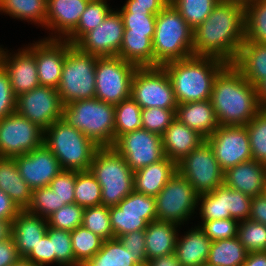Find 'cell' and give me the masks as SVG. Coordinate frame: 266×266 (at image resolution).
Masks as SVG:
<instances>
[{
	"mask_svg": "<svg viewBox=\"0 0 266 266\" xmlns=\"http://www.w3.org/2000/svg\"><path fill=\"white\" fill-rule=\"evenodd\" d=\"M233 65L254 86L266 78V44L244 40Z\"/></svg>",
	"mask_w": 266,
	"mask_h": 266,
	"instance_id": "obj_31",
	"label": "cell"
},
{
	"mask_svg": "<svg viewBox=\"0 0 266 266\" xmlns=\"http://www.w3.org/2000/svg\"><path fill=\"white\" fill-rule=\"evenodd\" d=\"M62 120L80 130L98 147L115 142V105L97 98L82 99L63 105Z\"/></svg>",
	"mask_w": 266,
	"mask_h": 266,
	"instance_id": "obj_5",
	"label": "cell"
},
{
	"mask_svg": "<svg viewBox=\"0 0 266 266\" xmlns=\"http://www.w3.org/2000/svg\"><path fill=\"white\" fill-rule=\"evenodd\" d=\"M63 103L56 88L39 86L20 94L16 99V112L45 131L62 119Z\"/></svg>",
	"mask_w": 266,
	"mask_h": 266,
	"instance_id": "obj_15",
	"label": "cell"
},
{
	"mask_svg": "<svg viewBox=\"0 0 266 266\" xmlns=\"http://www.w3.org/2000/svg\"><path fill=\"white\" fill-rule=\"evenodd\" d=\"M11 266H39V265L33 262H30L26 258H20L18 261L13 263Z\"/></svg>",
	"mask_w": 266,
	"mask_h": 266,
	"instance_id": "obj_65",
	"label": "cell"
},
{
	"mask_svg": "<svg viewBox=\"0 0 266 266\" xmlns=\"http://www.w3.org/2000/svg\"><path fill=\"white\" fill-rule=\"evenodd\" d=\"M44 131L17 112L0 120V157L14 158L43 144Z\"/></svg>",
	"mask_w": 266,
	"mask_h": 266,
	"instance_id": "obj_14",
	"label": "cell"
},
{
	"mask_svg": "<svg viewBox=\"0 0 266 266\" xmlns=\"http://www.w3.org/2000/svg\"><path fill=\"white\" fill-rule=\"evenodd\" d=\"M122 17L124 33L146 35L152 41L155 34L156 15L151 12L118 11Z\"/></svg>",
	"mask_w": 266,
	"mask_h": 266,
	"instance_id": "obj_46",
	"label": "cell"
},
{
	"mask_svg": "<svg viewBox=\"0 0 266 266\" xmlns=\"http://www.w3.org/2000/svg\"><path fill=\"white\" fill-rule=\"evenodd\" d=\"M82 226L104 241L114 238L109 216V207L104 205L86 207L83 213Z\"/></svg>",
	"mask_w": 266,
	"mask_h": 266,
	"instance_id": "obj_43",
	"label": "cell"
},
{
	"mask_svg": "<svg viewBox=\"0 0 266 266\" xmlns=\"http://www.w3.org/2000/svg\"><path fill=\"white\" fill-rule=\"evenodd\" d=\"M6 50V51H5ZM0 46V65L8 73L11 87L16 97L39 87L34 43L28 44L18 52H9Z\"/></svg>",
	"mask_w": 266,
	"mask_h": 266,
	"instance_id": "obj_19",
	"label": "cell"
},
{
	"mask_svg": "<svg viewBox=\"0 0 266 266\" xmlns=\"http://www.w3.org/2000/svg\"><path fill=\"white\" fill-rule=\"evenodd\" d=\"M237 237L248 253L266 251V225L246 219L237 227Z\"/></svg>",
	"mask_w": 266,
	"mask_h": 266,
	"instance_id": "obj_42",
	"label": "cell"
},
{
	"mask_svg": "<svg viewBox=\"0 0 266 266\" xmlns=\"http://www.w3.org/2000/svg\"><path fill=\"white\" fill-rule=\"evenodd\" d=\"M43 144L58 159L62 170H89L95 151L99 148L80 130L62 119L44 131Z\"/></svg>",
	"mask_w": 266,
	"mask_h": 266,
	"instance_id": "obj_6",
	"label": "cell"
},
{
	"mask_svg": "<svg viewBox=\"0 0 266 266\" xmlns=\"http://www.w3.org/2000/svg\"><path fill=\"white\" fill-rule=\"evenodd\" d=\"M204 141L205 138L197 131L190 129L176 118L162 135L165 157L176 163L190 154Z\"/></svg>",
	"mask_w": 266,
	"mask_h": 266,
	"instance_id": "obj_25",
	"label": "cell"
},
{
	"mask_svg": "<svg viewBox=\"0 0 266 266\" xmlns=\"http://www.w3.org/2000/svg\"><path fill=\"white\" fill-rule=\"evenodd\" d=\"M177 171V163L167 157L134 172V190L156 197Z\"/></svg>",
	"mask_w": 266,
	"mask_h": 266,
	"instance_id": "obj_28",
	"label": "cell"
},
{
	"mask_svg": "<svg viewBox=\"0 0 266 266\" xmlns=\"http://www.w3.org/2000/svg\"><path fill=\"white\" fill-rule=\"evenodd\" d=\"M74 203L83 208L101 205V185L90 170L76 171Z\"/></svg>",
	"mask_w": 266,
	"mask_h": 266,
	"instance_id": "obj_39",
	"label": "cell"
},
{
	"mask_svg": "<svg viewBox=\"0 0 266 266\" xmlns=\"http://www.w3.org/2000/svg\"><path fill=\"white\" fill-rule=\"evenodd\" d=\"M21 210L13 200L2 190H0V219L14 220Z\"/></svg>",
	"mask_w": 266,
	"mask_h": 266,
	"instance_id": "obj_60",
	"label": "cell"
},
{
	"mask_svg": "<svg viewBox=\"0 0 266 266\" xmlns=\"http://www.w3.org/2000/svg\"><path fill=\"white\" fill-rule=\"evenodd\" d=\"M118 239L133 256H144L147 259L145 230L130 232L119 236Z\"/></svg>",
	"mask_w": 266,
	"mask_h": 266,
	"instance_id": "obj_56",
	"label": "cell"
},
{
	"mask_svg": "<svg viewBox=\"0 0 266 266\" xmlns=\"http://www.w3.org/2000/svg\"><path fill=\"white\" fill-rule=\"evenodd\" d=\"M0 12L45 29L47 0H0Z\"/></svg>",
	"mask_w": 266,
	"mask_h": 266,
	"instance_id": "obj_35",
	"label": "cell"
},
{
	"mask_svg": "<svg viewBox=\"0 0 266 266\" xmlns=\"http://www.w3.org/2000/svg\"><path fill=\"white\" fill-rule=\"evenodd\" d=\"M112 10L107 0H90L77 27L64 40L75 45L86 33L101 24Z\"/></svg>",
	"mask_w": 266,
	"mask_h": 266,
	"instance_id": "obj_36",
	"label": "cell"
},
{
	"mask_svg": "<svg viewBox=\"0 0 266 266\" xmlns=\"http://www.w3.org/2000/svg\"><path fill=\"white\" fill-rule=\"evenodd\" d=\"M224 184L251 197L263 194L266 189V165L254 159L228 168Z\"/></svg>",
	"mask_w": 266,
	"mask_h": 266,
	"instance_id": "obj_23",
	"label": "cell"
},
{
	"mask_svg": "<svg viewBox=\"0 0 266 266\" xmlns=\"http://www.w3.org/2000/svg\"><path fill=\"white\" fill-rule=\"evenodd\" d=\"M27 260L38 264L39 266H46L55 263V253L53 252L52 241L46 233L31 253L26 257Z\"/></svg>",
	"mask_w": 266,
	"mask_h": 266,
	"instance_id": "obj_55",
	"label": "cell"
},
{
	"mask_svg": "<svg viewBox=\"0 0 266 266\" xmlns=\"http://www.w3.org/2000/svg\"><path fill=\"white\" fill-rule=\"evenodd\" d=\"M252 159L266 165V108H262L246 125Z\"/></svg>",
	"mask_w": 266,
	"mask_h": 266,
	"instance_id": "obj_44",
	"label": "cell"
},
{
	"mask_svg": "<svg viewBox=\"0 0 266 266\" xmlns=\"http://www.w3.org/2000/svg\"><path fill=\"white\" fill-rule=\"evenodd\" d=\"M155 197L135 190L117 206L109 207L114 238L134 231H144L148 224L157 220Z\"/></svg>",
	"mask_w": 266,
	"mask_h": 266,
	"instance_id": "obj_13",
	"label": "cell"
},
{
	"mask_svg": "<svg viewBox=\"0 0 266 266\" xmlns=\"http://www.w3.org/2000/svg\"><path fill=\"white\" fill-rule=\"evenodd\" d=\"M154 67L193 56V29L169 2L157 15Z\"/></svg>",
	"mask_w": 266,
	"mask_h": 266,
	"instance_id": "obj_4",
	"label": "cell"
},
{
	"mask_svg": "<svg viewBox=\"0 0 266 266\" xmlns=\"http://www.w3.org/2000/svg\"><path fill=\"white\" fill-rule=\"evenodd\" d=\"M177 237L175 254L182 266H202L208 259L212 241L198 225L190 228L186 234Z\"/></svg>",
	"mask_w": 266,
	"mask_h": 266,
	"instance_id": "obj_27",
	"label": "cell"
},
{
	"mask_svg": "<svg viewBox=\"0 0 266 266\" xmlns=\"http://www.w3.org/2000/svg\"><path fill=\"white\" fill-rule=\"evenodd\" d=\"M245 39L266 44V0L245 5Z\"/></svg>",
	"mask_w": 266,
	"mask_h": 266,
	"instance_id": "obj_37",
	"label": "cell"
},
{
	"mask_svg": "<svg viewBox=\"0 0 266 266\" xmlns=\"http://www.w3.org/2000/svg\"><path fill=\"white\" fill-rule=\"evenodd\" d=\"M245 40V5L220 0L207 19L193 29V56L233 64Z\"/></svg>",
	"mask_w": 266,
	"mask_h": 266,
	"instance_id": "obj_1",
	"label": "cell"
},
{
	"mask_svg": "<svg viewBox=\"0 0 266 266\" xmlns=\"http://www.w3.org/2000/svg\"><path fill=\"white\" fill-rule=\"evenodd\" d=\"M76 171L63 170L50 182V188L59 199L60 208L74 203Z\"/></svg>",
	"mask_w": 266,
	"mask_h": 266,
	"instance_id": "obj_52",
	"label": "cell"
},
{
	"mask_svg": "<svg viewBox=\"0 0 266 266\" xmlns=\"http://www.w3.org/2000/svg\"><path fill=\"white\" fill-rule=\"evenodd\" d=\"M181 226L155 220L145 229V247L147 260L175 252L176 241Z\"/></svg>",
	"mask_w": 266,
	"mask_h": 266,
	"instance_id": "obj_29",
	"label": "cell"
},
{
	"mask_svg": "<svg viewBox=\"0 0 266 266\" xmlns=\"http://www.w3.org/2000/svg\"><path fill=\"white\" fill-rule=\"evenodd\" d=\"M197 199L193 186L176 171L155 197L157 220L184 225L196 213Z\"/></svg>",
	"mask_w": 266,
	"mask_h": 266,
	"instance_id": "obj_9",
	"label": "cell"
},
{
	"mask_svg": "<svg viewBox=\"0 0 266 266\" xmlns=\"http://www.w3.org/2000/svg\"><path fill=\"white\" fill-rule=\"evenodd\" d=\"M176 119L207 139L219 126L211 100L178 104Z\"/></svg>",
	"mask_w": 266,
	"mask_h": 266,
	"instance_id": "obj_26",
	"label": "cell"
},
{
	"mask_svg": "<svg viewBox=\"0 0 266 266\" xmlns=\"http://www.w3.org/2000/svg\"><path fill=\"white\" fill-rule=\"evenodd\" d=\"M138 67L121 57H97L95 98L117 105L131 97V82Z\"/></svg>",
	"mask_w": 266,
	"mask_h": 266,
	"instance_id": "obj_10",
	"label": "cell"
},
{
	"mask_svg": "<svg viewBox=\"0 0 266 266\" xmlns=\"http://www.w3.org/2000/svg\"><path fill=\"white\" fill-rule=\"evenodd\" d=\"M238 221L233 218L204 221L200 227L212 241L230 239L237 236Z\"/></svg>",
	"mask_w": 266,
	"mask_h": 266,
	"instance_id": "obj_53",
	"label": "cell"
},
{
	"mask_svg": "<svg viewBox=\"0 0 266 266\" xmlns=\"http://www.w3.org/2000/svg\"><path fill=\"white\" fill-rule=\"evenodd\" d=\"M47 234L52 241L55 263L59 266H80L74 257L70 231L48 226Z\"/></svg>",
	"mask_w": 266,
	"mask_h": 266,
	"instance_id": "obj_47",
	"label": "cell"
},
{
	"mask_svg": "<svg viewBox=\"0 0 266 266\" xmlns=\"http://www.w3.org/2000/svg\"><path fill=\"white\" fill-rule=\"evenodd\" d=\"M146 266H182L177 260L175 252L147 260Z\"/></svg>",
	"mask_w": 266,
	"mask_h": 266,
	"instance_id": "obj_61",
	"label": "cell"
},
{
	"mask_svg": "<svg viewBox=\"0 0 266 266\" xmlns=\"http://www.w3.org/2000/svg\"><path fill=\"white\" fill-rule=\"evenodd\" d=\"M89 1L47 0L45 28L51 35L45 39L64 40L77 27Z\"/></svg>",
	"mask_w": 266,
	"mask_h": 266,
	"instance_id": "obj_22",
	"label": "cell"
},
{
	"mask_svg": "<svg viewBox=\"0 0 266 266\" xmlns=\"http://www.w3.org/2000/svg\"><path fill=\"white\" fill-rule=\"evenodd\" d=\"M20 258L13 237L0 242V266H11Z\"/></svg>",
	"mask_w": 266,
	"mask_h": 266,
	"instance_id": "obj_58",
	"label": "cell"
},
{
	"mask_svg": "<svg viewBox=\"0 0 266 266\" xmlns=\"http://www.w3.org/2000/svg\"><path fill=\"white\" fill-rule=\"evenodd\" d=\"M14 159L20 176L32 190L49 186L52 179L63 171L58 159L44 144Z\"/></svg>",
	"mask_w": 266,
	"mask_h": 266,
	"instance_id": "obj_20",
	"label": "cell"
},
{
	"mask_svg": "<svg viewBox=\"0 0 266 266\" xmlns=\"http://www.w3.org/2000/svg\"><path fill=\"white\" fill-rule=\"evenodd\" d=\"M131 97L142 109H176L178 106L170 77L161 66L135 70L131 82Z\"/></svg>",
	"mask_w": 266,
	"mask_h": 266,
	"instance_id": "obj_11",
	"label": "cell"
},
{
	"mask_svg": "<svg viewBox=\"0 0 266 266\" xmlns=\"http://www.w3.org/2000/svg\"><path fill=\"white\" fill-rule=\"evenodd\" d=\"M124 30L120 13L112 10L101 24L86 33L75 46L97 57H115L118 56Z\"/></svg>",
	"mask_w": 266,
	"mask_h": 266,
	"instance_id": "obj_18",
	"label": "cell"
},
{
	"mask_svg": "<svg viewBox=\"0 0 266 266\" xmlns=\"http://www.w3.org/2000/svg\"><path fill=\"white\" fill-rule=\"evenodd\" d=\"M141 112L142 108L132 97L115 105V141L121 135L142 128Z\"/></svg>",
	"mask_w": 266,
	"mask_h": 266,
	"instance_id": "obj_38",
	"label": "cell"
},
{
	"mask_svg": "<svg viewBox=\"0 0 266 266\" xmlns=\"http://www.w3.org/2000/svg\"><path fill=\"white\" fill-rule=\"evenodd\" d=\"M248 252L238 237L222 239L211 243L206 265L243 266Z\"/></svg>",
	"mask_w": 266,
	"mask_h": 266,
	"instance_id": "obj_34",
	"label": "cell"
},
{
	"mask_svg": "<svg viewBox=\"0 0 266 266\" xmlns=\"http://www.w3.org/2000/svg\"><path fill=\"white\" fill-rule=\"evenodd\" d=\"M249 219L266 225V189L263 194L252 197Z\"/></svg>",
	"mask_w": 266,
	"mask_h": 266,
	"instance_id": "obj_59",
	"label": "cell"
},
{
	"mask_svg": "<svg viewBox=\"0 0 266 266\" xmlns=\"http://www.w3.org/2000/svg\"><path fill=\"white\" fill-rule=\"evenodd\" d=\"M75 261L84 265L102 247L103 239L90 230L79 226L70 232Z\"/></svg>",
	"mask_w": 266,
	"mask_h": 266,
	"instance_id": "obj_40",
	"label": "cell"
},
{
	"mask_svg": "<svg viewBox=\"0 0 266 266\" xmlns=\"http://www.w3.org/2000/svg\"><path fill=\"white\" fill-rule=\"evenodd\" d=\"M210 100L219 125L245 126L262 109L256 86L233 64H227L216 76Z\"/></svg>",
	"mask_w": 266,
	"mask_h": 266,
	"instance_id": "obj_2",
	"label": "cell"
},
{
	"mask_svg": "<svg viewBox=\"0 0 266 266\" xmlns=\"http://www.w3.org/2000/svg\"><path fill=\"white\" fill-rule=\"evenodd\" d=\"M220 0H169L181 17L194 29L203 23Z\"/></svg>",
	"mask_w": 266,
	"mask_h": 266,
	"instance_id": "obj_41",
	"label": "cell"
},
{
	"mask_svg": "<svg viewBox=\"0 0 266 266\" xmlns=\"http://www.w3.org/2000/svg\"><path fill=\"white\" fill-rule=\"evenodd\" d=\"M112 147L134 172L165 158L162 136L142 128L121 135Z\"/></svg>",
	"mask_w": 266,
	"mask_h": 266,
	"instance_id": "obj_16",
	"label": "cell"
},
{
	"mask_svg": "<svg viewBox=\"0 0 266 266\" xmlns=\"http://www.w3.org/2000/svg\"><path fill=\"white\" fill-rule=\"evenodd\" d=\"M226 62L204 56H191L162 67L168 73L178 104L211 99L213 84Z\"/></svg>",
	"mask_w": 266,
	"mask_h": 266,
	"instance_id": "obj_3",
	"label": "cell"
},
{
	"mask_svg": "<svg viewBox=\"0 0 266 266\" xmlns=\"http://www.w3.org/2000/svg\"><path fill=\"white\" fill-rule=\"evenodd\" d=\"M205 140L211 146L214 156L224 172L230 167L252 160L246 125H219Z\"/></svg>",
	"mask_w": 266,
	"mask_h": 266,
	"instance_id": "obj_17",
	"label": "cell"
},
{
	"mask_svg": "<svg viewBox=\"0 0 266 266\" xmlns=\"http://www.w3.org/2000/svg\"><path fill=\"white\" fill-rule=\"evenodd\" d=\"M46 218L21 210L12 222V237L21 258H26L47 233Z\"/></svg>",
	"mask_w": 266,
	"mask_h": 266,
	"instance_id": "obj_24",
	"label": "cell"
},
{
	"mask_svg": "<svg viewBox=\"0 0 266 266\" xmlns=\"http://www.w3.org/2000/svg\"><path fill=\"white\" fill-rule=\"evenodd\" d=\"M168 3L169 0H126L121 10L117 11L151 12L157 15Z\"/></svg>",
	"mask_w": 266,
	"mask_h": 266,
	"instance_id": "obj_57",
	"label": "cell"
},
{
	"mask_svg": "<svg viewBox=\"0 0 266 266\" xmlns=\"http://www.w3.org/2000/svg\"><path fill=\"white\" fill-rule=\"evenodd\" d=\"M199 215L201 222L204 221L225 219L223 205V185L218 186L213 192L198 195L197 206H199Z\"/></svg>",
	"mask_w": 266,
	"mask_h": 266,
	"instance_id": "obj_50",
	"label": "cell"
},
{
	"mask_svg": "<svg viewBox=\"0 0 266 266\" xmlns=\"http://www.w3.org/2000/svg\"><path fill=\"white\" fill-rule=\"evenodd\" d=\"M66 54V40L43 38L34 41V56L40 86L58 88Z\"/></svg>",
	"mask_w": 266,
	"mask_h": 266,
	"instance_id": "obj_21",
	"label": "cell"
},
{
	"mask_svg": "<svg viewBox=\"0 0 266 266\" xmlns=\"http://www.w3.org/2000/svg\"><path fill=\"white\" fill-rule=\"evenodd\" d=\"M84 209L76 203L66 204L47 218L48 226L71 232L82 226Z\"/></svg>",
	"mask_w": 266,
	"mask_h": 266,
	"instance_id": "obj_48",
	"label": "cell"
},
{
	"mask_svg": "<svg viewBox=\"0 0 266 266\" xmlns=\"http://www.w3.org/2000/svg\"><path fill=\"white\" fill-rule=\"evenodd\" d=\"M118 57L138 68L154 67L153 42L146 35L124 33Z\"/></svg>",
	"mask_w": 266,
	"mask_h": 266,
	"instance_id": "obj_33",
	"label": "cell"
},
{
	"mask_svg": "<svg viewBox=\"0 0 266 266\" xmlns=\"http://www.w3.org/2000/svg\"><path fill=\"white\" fill-rule=\"evenodd\" d=\"M256 92L261 108H266V78L256 85Z\"/></svg>",
	"mask_w": 266,
	"mask_h": 266,
	"instance_id": "obj_64",
	"label": "cell"
},
{
	"mask_svg": "<svg viewBox=\"0 0 266 266\" xmlns=\"http://www.w3.org/2000/svg\"><path fill=\"white\" fill-rule=\"evenodd\" d=\"M97 56L82 52L67 41V54L57 91L63 105L95 98V68Z\"/></svg>",
	"mask_w": 266,
	"mask_h": 266,
	"instance_id": "obj_8",
	"label": "cell"
},
{
	"mask_svg": "<svg viewBox=\"0 0 266 266\" xmlns=\"http://www.w3.org/2000/svg\"><path fill=\"white\" fill-rule=\"evenodd\" d=\"M144 256H133L118 238L103 241L101 249L82 266H146Z\"/></svg>",
	"mask_w": 266,
	"mask_h": 266,
	"instance_id": "obj_32",
	"label": "cell"
},
{
	"mask_svg": "<svg viewBox=\"0 0 266 266\" xmlns=\"http://www.w3.org/2000/svg\"><path fill=\"white\" fill-rule=\"evenodd\" d=\"M175 111L176 109H164L160 107L142 109V129L162 136L176 118Z\"/></svg>",
	"mask_w": 266,
	"mask_h": 266,
	"instance_id": "obj_49",
	"label": "cell"
},
{
	"mask_svg": "<svg viewBox=\"0 0 266 266\" xmlns=\"http://www.w3.org/2000/svg\"><path fill=\"white\" fill-rule=\"evenodd\" d=\"M16 99L8 73L0 65V120L16 112Z\"/></svg>",
	"mask_w": 266,
	"mask_h": 266,
	"instance_id": "obj_54",
	"label": "cell"
},
{
	"mask_svg": "<svg viewBox=\"0 0 266 266\" xmlns=\"http://www.w3.org/2000/svg\"><path fill=\"white\" fill-rule=\"evenodd\" d=\"M243 266H266V251L248 253Z\"/></svg>",
	"mask_w": 266,
	"mask_h": 266,
	"instance_id": "obj_62",
	"label": "cell"
},
{
	"mask_svg": "<svg viewBox=\"0 0 266 266\" xmlns=\"http://www.w3.org/2000/svg\"><path fill=\"white\" fill-rule=\"evenodd\" d=\"M58 209H60L59 199L50 186L32 190V200L27 208L29 213L47 219Z\"/></svg>",
	"mask_w": 266,
	"mask_h": 266,
	"instance_id": "obj_51",
	"label": "cell"
},
{
	"mask_svg": "<svg viewBox=\"0 0 266 266\" xmlns=\"http://www.w3.org/2000/svg\"><path fill=\"white\" fill-rule=\"evenodd\" d=\"M224 1L235 2V3H240L242 5H247L250 2H253L254 0H224Z\"/></svg>",
	"mask_w": 266,
	"mask_h": 266,
	"instance_id": "obj_66",
	"label": "cell"
},
{
	"mask_svg": "<svg viewBox=\"0 0 266 266\" xmlns=\"http://www.w3.org/2000/svg\"><path fill=\"white\" fill-rule=\"evenodd\" d=\"M89 170L101 185V205L117 206L134 191V171L113 147H99Z\"/></svg>",
	"mask_w": 266,
	"mask_h": 266,
	"instance_id": "obj_7",
	"label": "cell"
},
{
	"mask_svg": "<svg viewBox=\"0 0 266 266\" xmlns=\"http://www.w3.org/2000/svg\"><path fill=\"white\" fill-rule=\"evenodd\" d=\"M0 190L5 192L20 210H27L32 189L20 176L14 158L0 157Z\"/></svg>",
	"mask_w": 266,
	"mask_h": 266,
	"instance_id": "obj_30",
	"label": "cell"
},
{
	"mask_svg": "<svg viewBox=\"0 0 266 266\" xmlns=\"http://www.w3.org/2000/svg\"><path fill=\"white\" fill-rule=\"evenodd\" d=\"M12 222L13 220L0 219V242L12 237Z\"/></svg>",
	"mask_w": 266,
	"mask_h": 266,
	"instance_id": "obj_63",
	"label": "cell"
},
{
	"mask_svg": "<svg viewBox=\"0 0 266 266\" xmlns=\"http://www.w3.org/2000/svg\"><path fill=\"white\" fill-rule=\"evenodd\" d=\"M252 197L231 189L223 184V205L225 219L233 218L238 222L249 219Z\"/></svg>",
	"mask_w": 266,
	"mask_h": 266,
	"instance_id": "obj_45",
	"label": "cell"
},
{
	"mask_svg": "<svg viewBox=\"0 0 266 266\" xmlns=\"http://www.w3.org/2000/svg\"><path fill=\"white\" fill-rule=\"evenodd\" d=\"M177 171L189 181L198 195L213 192L224 184V171L206 140L177 163Z\"/></svg>",
	"mask_w": 266,
	"mask_h": 266,
	"instance_id": "obj_12",
	"label": "cell"
}]
</instances>
